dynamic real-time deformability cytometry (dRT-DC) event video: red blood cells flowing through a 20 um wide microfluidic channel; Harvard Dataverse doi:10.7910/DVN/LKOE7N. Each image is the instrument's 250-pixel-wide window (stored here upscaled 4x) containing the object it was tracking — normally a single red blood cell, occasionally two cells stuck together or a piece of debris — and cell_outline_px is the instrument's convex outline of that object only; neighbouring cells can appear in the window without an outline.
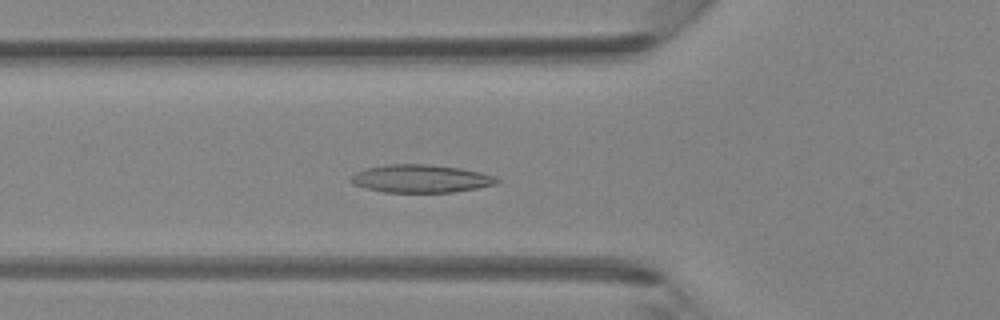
{"species": "Egyptian fruit bat (a non-hibernating species)", "species_latin": "Rousettus aegyptiacus", "temperature_condition": "room temperature", "stored_images_in_passage": 45, "camera_frame_rate_fps": 3000, "um_per_image_px": 0.085, "animal": {"sex": "female"}, "frame": {"image": 1, "passage_image": 16, "time_ms": 5.0, "image_size_px": [1000, 320], "cell_outline_px": [[500, 180], [496, 184], [476, 188], [452, 192], [384, 192], [352, 184], [348, 180], [348, 176], [364, 168], [388, 164], [428, 164], [460, 168], [480, 172], [496, 176]], "centroid_in_image_um": [35.73, 15.17], "position_along_channel_um": 90.1, "area_um2": 23.87}}
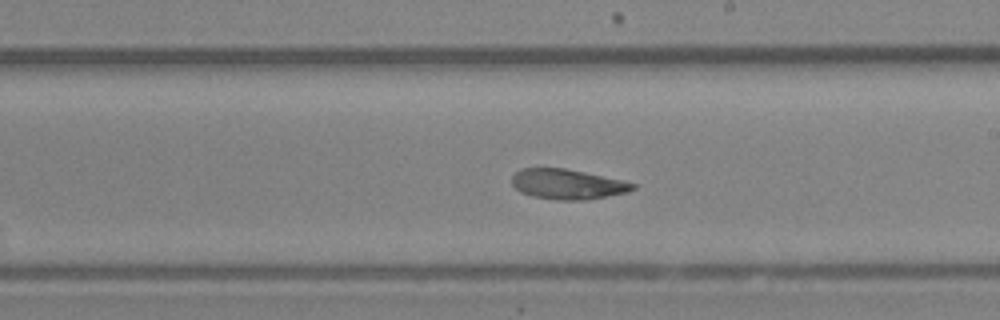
{"frame": {"image": 2, "passage_image": 26, "time_ms": 8.333, "image_size_px": [1000, 320], "cell_outline_px": [[636, 188], [628, 192], [584, 200], [560, 200], [536, 196], [520, 192], [512, 184], [512, 176], [520, 168], [564, 168], [624, 180], [636, 184]], "centroid_in_image_um": [48.25, 15.64], "position_along_channel_um": 240.7, "area_um2": 21.04}}
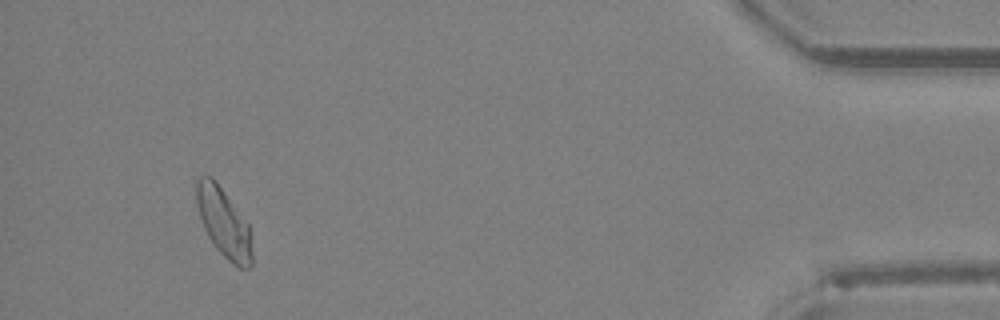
{"frame": {"image": 3, "passage_image": 42, "time_ms": 13.667, "image_size_px": [1000, 320], "cell_outline_px": [[252, 264], [248, 268], [240, 268], [232, 264], [212, 244], [204, 228], [196, 204], [196, 180], [200, 176], [212, 176], [248, 224], [252, 252]], "centroid_in_image_um": [19.0, 18.94], "position_along_channel_um": 416.2, "area_um2": 22.08}}